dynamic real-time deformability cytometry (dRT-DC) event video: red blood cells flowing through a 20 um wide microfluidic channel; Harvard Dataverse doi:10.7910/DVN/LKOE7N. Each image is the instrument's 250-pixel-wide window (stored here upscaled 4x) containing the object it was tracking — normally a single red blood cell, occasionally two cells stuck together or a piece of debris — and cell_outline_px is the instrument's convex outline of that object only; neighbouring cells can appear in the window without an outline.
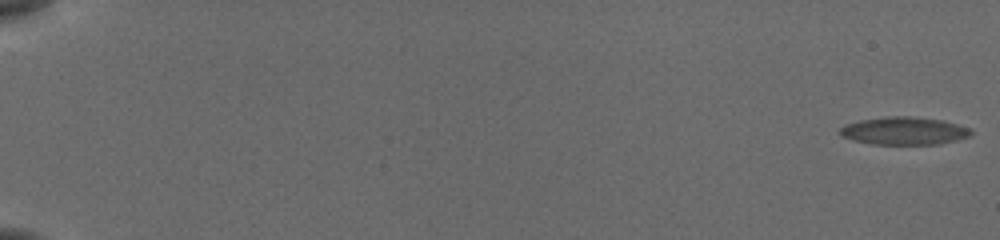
{"species": "common noctule bat (a hibernating species)", "species_latin": "Nyctalus noctula", "temperature_condition": "cold", "stored_images_in_passage": 54, "segment_of_instrument_passage": [1, 2], "camera_frame_rate_fps": 3000, "um_per_image_px": 0.085, "animal": {"sex": "female", "body_mass_g": 19.5, "forearm_length_mm": 54.1}, "frame": {"image": 1, "passage_image": 1, "time_ms": 0.0, "image_size_px": [1000, 240], "cell_outline_px": [[972, 132], [968, 136], [956, 140], [936, 144], [876, 144], [856, 140], [840, 136], [840, 128], [848, 124], [860, 120], [888, 116], [908, 116], [940, 120], [956, 124], [968, 128]], "centroid_in_image_um": [76.83, 11.12], "position_along_channel_um": 8.2, "area_um2": 20.69}}
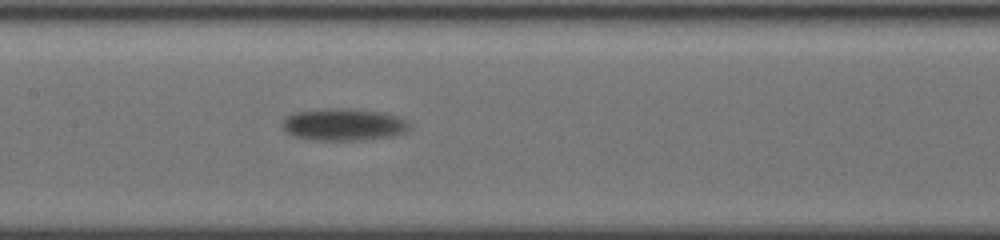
{"frame": {"image": 2, "passage_image": 33, "time_ms": 10.667, "image_size_px": [1000, 240], "cell_outline_px": [[408, 128], [404, 132], [392, 136], [360, 140], [312, 140], [296, 136], [288, 132], [284, 128], [284, 120], [288, 116], [296, 112], [336, 108], [348, 108], [376, 112], [396, 116], [404, 120], [408, 124]], "centroid_in_image_um": [29.2, 10.6], "position_along_channel_um": 178.2, "area_um2": 23.06}}
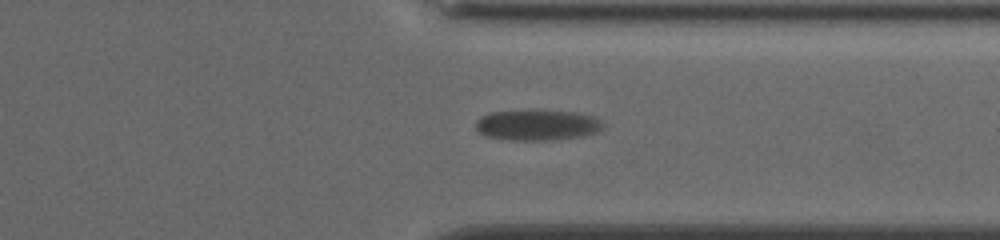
{"frame": {"image": 3, "passage_image": 49, "time_ms": 16.0, "image_size_px": [1000, 240], "cell_outline_px": [[604, 124], [596, 132], [584, 136], [552, 140], [512, 140], [484, 136], [476, 128], [476, 120], [480, 116], [492, 112], [572, 112], [592, 116], [600, 120]], "centroid_in_image_um": [45.64, 10.66], "position_along_channel_um": 365.8, "area_um2": 22.08}}